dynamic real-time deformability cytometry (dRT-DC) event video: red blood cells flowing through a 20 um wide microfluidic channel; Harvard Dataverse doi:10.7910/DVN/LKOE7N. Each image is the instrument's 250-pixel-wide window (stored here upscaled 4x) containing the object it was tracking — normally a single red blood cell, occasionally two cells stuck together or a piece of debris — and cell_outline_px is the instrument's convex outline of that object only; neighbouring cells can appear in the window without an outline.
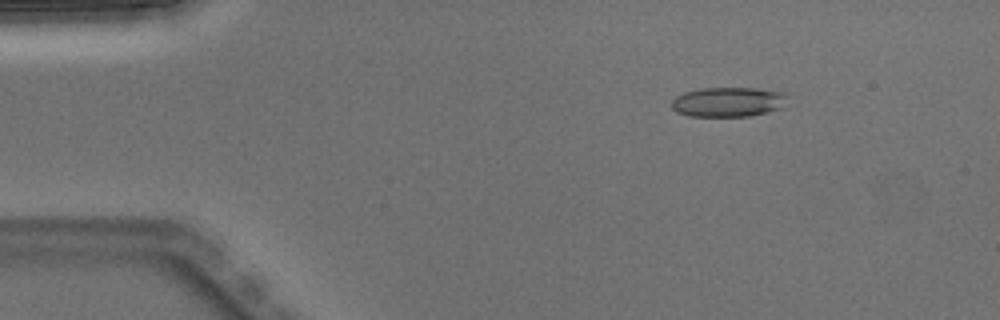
{"species": "Egyptian fruit bat (a non-hibernating species)", "species_latin": "Rousettus aegyptiacus", "temperature_condition": "warm", "stored_images_in_passage": 5, "camera_frame_rate_fps": 3000, "um_per_image_px": 0.085, "animal": {"sex": "male"}, "frame": {"image": 1, "passage_image": 2, "time_ms": 0.333, "image_size_px": [1000, 320], "cell_outline_px": [[784, 96], [780, 108], [748, 116], [688, 116], [676, 112], [672, 108], [672, 100], [676, 96], [684, 92], [700, 88], [756, 88], [784, 92]], "centroid_in_image_um": [61.79, 8.66], "position_along_channel_um": 23.2, "area_um2": 19.71}}
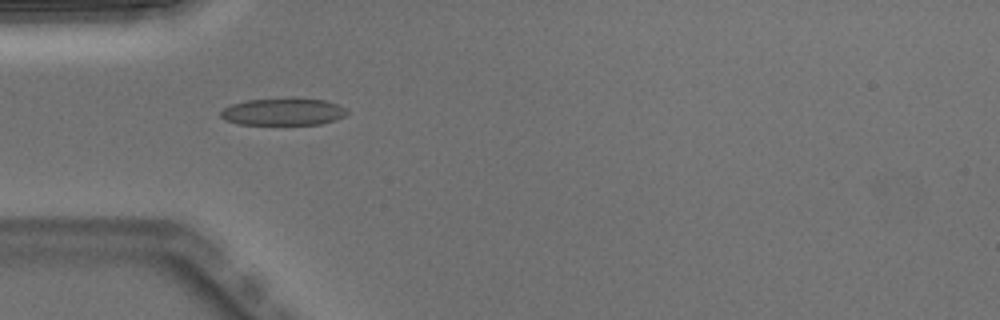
{"frame": {"image": 2, "passage_image": 4, "time_ms": 1.0, "image_size_px": [1000, 320], "cell_outline_px": [[348, 112], [344, 116], [320, 124], [236, 124], [224, 120], [220, 116], [220, 112], [224, 108], [232, 104], [244, 100], [324, 100], [336, 104], [344, 108]], "centroid_in_image_um": [23.99, 9.53], "position_along_channel_um": 61.0, "area_um2": 19.25}}